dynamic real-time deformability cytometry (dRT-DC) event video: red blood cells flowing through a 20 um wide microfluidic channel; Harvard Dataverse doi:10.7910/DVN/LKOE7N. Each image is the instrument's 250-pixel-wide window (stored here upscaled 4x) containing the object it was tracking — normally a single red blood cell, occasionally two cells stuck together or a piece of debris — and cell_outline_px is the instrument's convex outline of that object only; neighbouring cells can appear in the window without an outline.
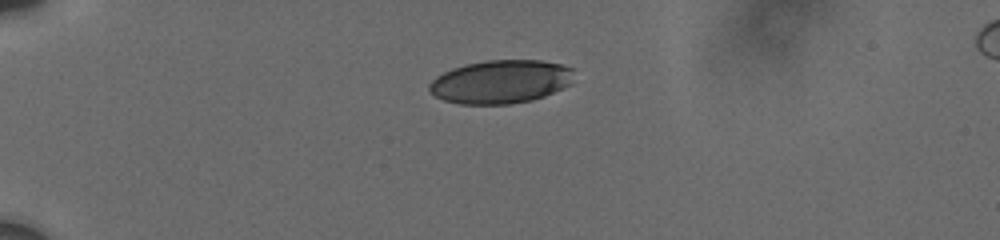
{"species": "human", "species_latin": "Homo sapiens", "temperature_condition": "cold", "stored_images_in_passage": 5, "camera_frame_rate_fps": 3000, "um_per_image_px": 0.085, "donor": {"sex": "male"}, "frame": {"image": 1, "passage_image": 1, "time_ms": 0.0, "image_size_px": [1000, 240], "cell_outline_px": [[572, 84], [544, 96], [532, 100], [508, 104], [460, 104], [444, 100], [436, 96], [428, 88], [428, 84], [436, 76], [452, 68], [484, 60], [540, 60], [560, 64], [572, 68]], "centroid_in_image_um": [42.56, 6.94], "position_along_channel_um": 42.4, "area_um2": 36.53}}
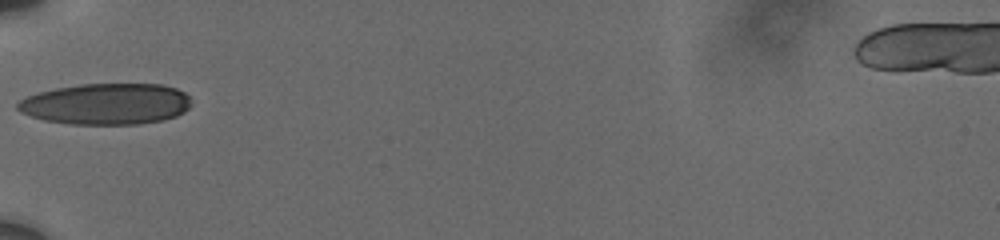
{"frame": {"image": 2, "passage_image": 3, "time_ms": 2.333, "image_size_px": [1000, 240], "cell_outline_px": [[192, 104], [184, 112], [176, 116], [164, 120], [140, 124], [68, 124], [44, 120], [20, 112], [16, 108], [16, 104], [20, 100], [36, 92], [56, 88], [80, 84], [160, 84], [176, 88], [184, 92], [188, 96]], "centroid_in_image_um": [9.03, 8.84], "position_along_channel_um": 76.0, "area_um2": 41.91}}
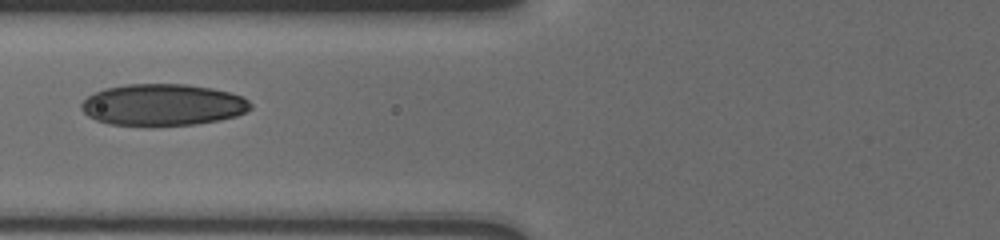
{"frame": {"image": 3, "passage_image": 4, "time_ms": 3.333, "image_size_px": [1000, 240], "cell_outline_px": [[252, 108], [236, 116], [220, 120], [196, 124], [148, 128], [108, 124], [96, 120], [88, 116], [80, 108], [80, 104], [88, 96], [104, 88], [128, 84], [188, 84], [212, 88], [232, 92], [244, 96], [252, 104]], "centroid_in_image_um": [13.84, 8.94], "position_along_channel_um": 112.0, "area_um2": 42.14}}